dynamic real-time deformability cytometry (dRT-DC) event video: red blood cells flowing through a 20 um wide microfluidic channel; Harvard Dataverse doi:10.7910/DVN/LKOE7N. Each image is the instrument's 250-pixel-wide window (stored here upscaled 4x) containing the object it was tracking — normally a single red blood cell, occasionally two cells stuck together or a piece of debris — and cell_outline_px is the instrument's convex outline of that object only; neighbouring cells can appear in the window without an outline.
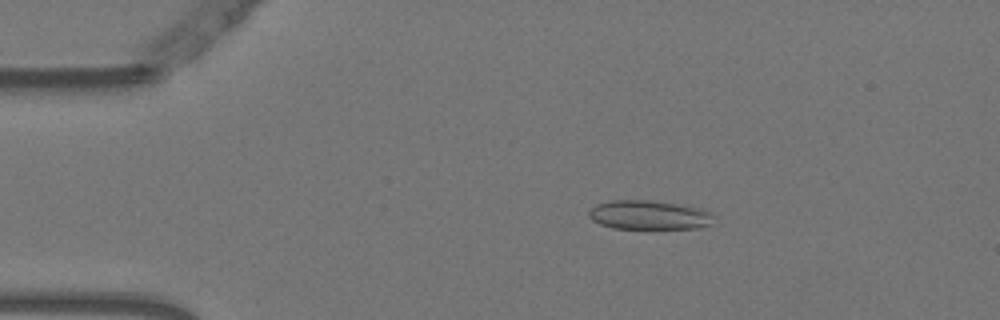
{"species": "Egyptian fruit bat (a non-hibernating species)", "species_latin": "Rousettus aegyptiacus", "temperature_condition": "warm", "stored_images_in_passage": 54, "camera_frame_rate_fps": 3000, "um_per_image_px": 0.085, "animal": {"sex": "female"}, "frame": {"image": 1, "passage_image": 10, "time_ms": 3.0, "image_size_px": [1000, 320], "cell_outline_px": [[712, 216], [708, 224], [700, 228], [612, 228], [600, 224], [592, 220], [588, 216], [588, 212], [596, 204], [612, 200], [648, 200], [676, 204], [700, 208], [712, 212]], "centroid_in_image_um": [55.11, 18.27], "position_along_channel_um": 29.9, "area_um2": 20.92}}
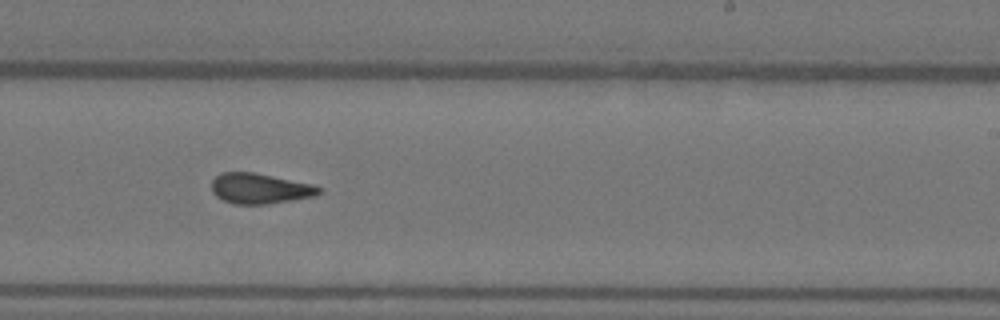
{"frame": {"image": 2, "passage_image": 33, "time_ms": 10.667, "image_size_px": [1000, 320], "cell_outline_px": [[320, 192], [316, 196], [268, 204], [236, 204], [224, 200], [216, 196], [212, 192], [212, 180], [220, 172], [252, 172], [312, 184], [320, 188]], "centroid_in_image_um": [22.06, 16.02], "position_along_channel_um": 266.9, "area_um2": 18.84}}
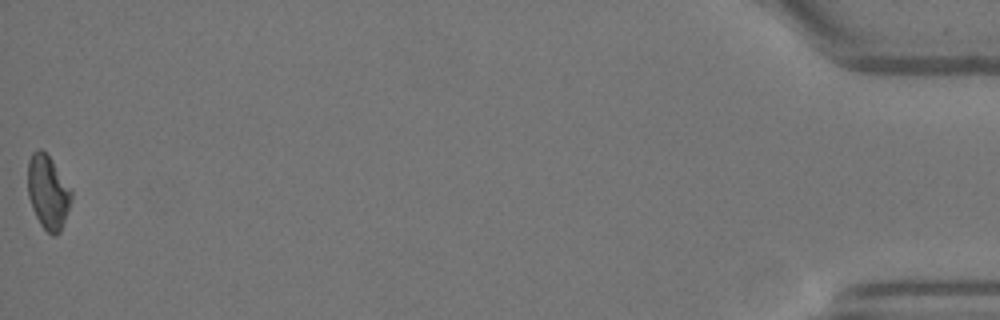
{"frame": {"image": 3, "passage_image": 54, "time_ms": 17.667, "image_size_px": [1000, 320], "cell_outline_px": [[72, 200], [60, 232], [56, 236], [52, 236], [40, 224], [32, 208], [28, 196], [28, 160], [32, 152], [36, 148], [40, 148], [52, 160], [72, 192]], "centroid_in_image_um": [4.06, 16.34], "position_along_channel_um": 431.1, "area_um2": 18.67}, "authors_computed_cell_mechanics": {"area_um2": 19.3052, "velocity_mm_per_s": 3.7604, "shape_relaxation_time_tau1_ms": null, "shape_relaxation_time_tau2_ms": 1.0757, "deformation_change_tau1": null, "deformation_change_tau2": 0.0585}}